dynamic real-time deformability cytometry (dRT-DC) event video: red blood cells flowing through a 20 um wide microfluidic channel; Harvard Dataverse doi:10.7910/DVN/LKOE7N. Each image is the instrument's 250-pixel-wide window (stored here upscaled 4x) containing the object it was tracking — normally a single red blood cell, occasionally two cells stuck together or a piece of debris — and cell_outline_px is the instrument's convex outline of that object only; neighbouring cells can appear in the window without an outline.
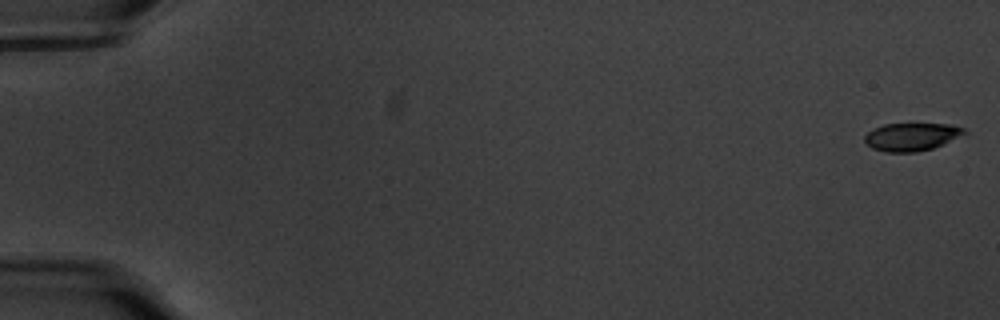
{"species": "common noctule bat (a hibernating species)", "species_latin": "Nyctalus noctula", "temperature_condition": "warm", "stored_images_in_passage": 58, "camera_frame_rate_fps": 3000, "um_per_image_px": 0.085, "animal": {"sex": "male", "body_mass_g": 20.1, "forearm_length_mm": 53.5}, "frame": {"image": 1, "passage_image": 1, "time_ms": 0.0, "image_size_px": [1000, 320], "cell_outline_px": [[968, 132], [932, 148], [916, 152], [884, 152], [872, 148], [864, 140], [864, 136], [872, 128], [884, 124], [948, 124], [964, 128]], "centroid_in_image_um": [77.43, 11.62], "position_along_channel_um": 7.6, "area_um2": 16.01}}
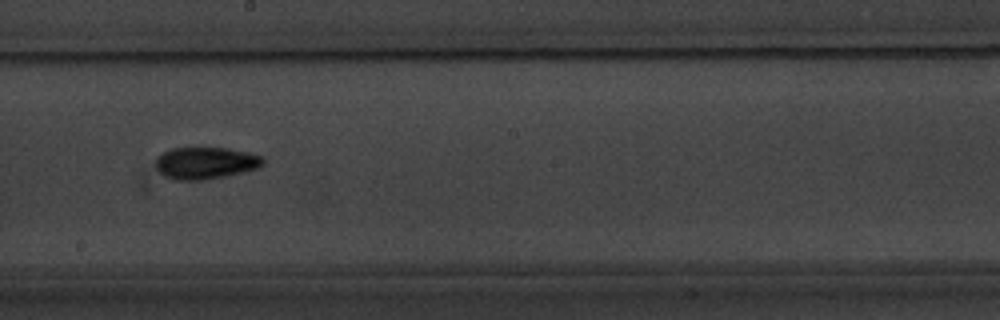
{"frame": {"image": 2, "passage_image": 34, "time_ms": 11.0, "image_size_px": [1000, 320], "cell_outline_px": [[264, 164], [260, 168], [244, 172], [204, 180], [176, 180], [164, 176], [156, 168], [156, 160], [164, 152], [172, 148], [228, 148], [248, 152], [264, 156]], "centroid_in_image_um": [17.53, 13.86], "position_along_channel_um": 230.7, "area_um2": 20.06}}
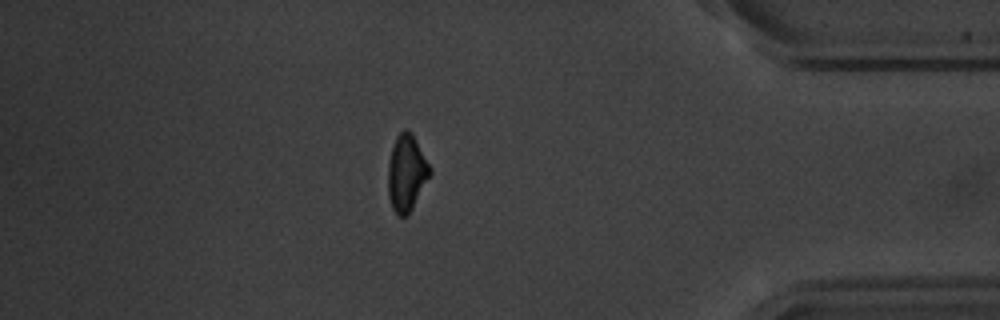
{"frame": {"image": 3, "passage_image": 51, "time_ms": 16.667, "image_size_px": [1000, 320], "cell_outline_px": [[432, 172], [412, 208], [404, 216], [400, 216], [392, 208], [388, 196], [388, 164], [392, 148], [396, 136], [404, 128], [408, 128], [412, 132], [432, 168]], "centroid_in_image_um": [34.56, 14.64], "position_along_channel_um": 400.6, "area_um2": 18.67}, "authors_computed_cell_mechanics": {"area_um2": 18.496, "velocity_mm_per_s": 3.5488, "shape_relaxation_time_tau1_ms": 3.6351, "shape_relaxation_time_tau2_ms": 7.0095, "deformation_change_tau1": 0.1553, "deformation_change_tau2": 0.135}}